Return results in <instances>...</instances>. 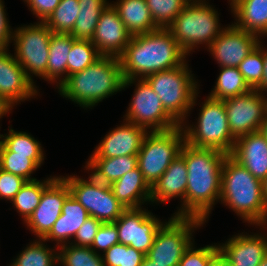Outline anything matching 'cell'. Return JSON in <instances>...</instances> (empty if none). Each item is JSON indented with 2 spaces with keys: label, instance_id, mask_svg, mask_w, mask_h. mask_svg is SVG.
<instances>
[{
  "label": "cell",
  "instance_id": "18",
  "mask_svg": "<svg viewBox=\"0 0 267 266\" xmlns=\"http://www.w3.org/2000/svg\"><path fill=\"white\" fill-rule=\"evenodd\" d=\"M266 229L267 225L259 226L261 232L232 235L224 243H218L219 251L230 266H258L267 254Z\"/></svg>",
  "mask_w": 267,
  "mask_h": 266
},
{
  "label": "cell",
  "instance_id": "19",
  "mask_svg": "<svg viewBox=\"0 0 267 266\" xmlns=\"http://www.w3.org/2000/svg\"><path fill=\"white\" fill-rule=\"evenodd\" d=\"M147 133L145 128L123 120L122 124L107 132L89 157L114 158L137 155Z\"/></svg>",
  "mask_w": 267,
  "mask_h": 266
},
{
  "label": "cell",
  "instance_id": "4",
  "mask_svg": "<svg viewBox=\"0 0 267 266\" xmlns=\"http://www.w3.org/2000/svg\"><path fill=\"white\" fill-rule=\"evenodd\" d=\"M219 203L235 212L248 225H267L262 181L230 155L223 162Z\"/></svg>",
  "mask_w": 267,
  "mask_h": 266
},
{
  "label": "cell",
  "instance_id": "46",
  "mask_svg": "<svg viewBox=\"0 0 267 266\" xmlns=\"http://www.w3.org/2000/svg\"><path fill=\"white\" fill-rule=\"evenodd\" d=\"M4 0H0V51L8 49L11 45L14 28H11L6 14Z\"/></svg>",
  "mask_w": 267,
  "mask_h": 266
},
{
  "label": "cell",
  "instance_id": "48",
  "mask_svg": "<svg viewBox=\"0 0 267 266\" xmlns=\"http://www.w3.org/2000/svg\"><path fill=\"white\" fill-rule=\"evenodd\" d=\"M208 266H230L227 259L219 251L208 263Z\"/></svg>",
  "mask_w": 267,
  "mask_h": 266
},
{
  "label": "cell",
  "instance_id": "7",
  "mask_svg": "<svg viewBox=\"0 0 267 266\" xmlns=\"http://www.w3.org/2000/svg\"><path fill=\"white\" fill-rule=\"evenodd\" d=\"M201 103L197 122L191 124L186 120L180 125L185 134V142L195 147L216 149L230 155L236 139L228 126L224 101L207 95Z\"/></svg>",
  "mask_w": 267,
  "mask_h": 266
},
{
  "label": "cell",
  "instance_id": "28",
  "mask_svg": "<svg viewBox=\"0 0 267 266\" xmlns=\"http://www.w3.org/2000/svg\"><path fill=\"white\" fill-rule=\"evenodd\" d=\"M75 38L70 33L52 32L47 63V82L57 89L67 78L68 54Z\"/></svg>",
  "mask_w": 267,
  "mask_h": 266
},
{
  "label": "cell",
  "instance_id": "29",
  "mask_svg": "<svg viewBox=\"0 0 267 266\" xmlns=\"http://www.w3.org/2000/svg\"><path fill=\"white\" fill-rule=\"evenodd\" d=\"M6 134H0V142L11 152L29 155V158L39 167L44 164L45 151L41 142L25 131L14 130L8 126Z\"/></svg>",
  "mask_w": 267,
  "mask_h": 266
},
{
  "label": "cell",
  "instance_id": "47",
  "mask_svg": "<svg viewBox=\"0 0 267 266\" xmlns=\"http://www.w3.org/2000/svg\"><path fill=\"white\" fill-rule=\"evenodd\" d=\"M263 56H264V75H263V83L257 88L262 93L267 94V48L263 46Z\"/></svg>",
  "mask_w": 267,
  "mask_h": 266
},
{
  "label": "cell",
  "instance_id": "5",
  "mask_svg": "<svg viewBox=\"0 0 267 266\" xmlns=\"http://www.w3.org/2000/svg\"><path fill=\"white\" fill-rule=\"evenodd\" d=\"M186 60L181 66L146 76L152 90L160 98L165 111L179 124L189 119L197 106L200 84ZM199 91V92H198Z\"/></svg>",
  "mask_w": 267,
  "mask_h": 266
},
{
  "label": "cell",
  "instance_id": "37",
  "mask_svg": "<svg viewBox=\"0 0 267 266\" xmlns=\"http://www.w3.org/2000/svg\"><path fill=\"white\" fill-rule=\"evenodd\" d=\"M39 167L29 158V155L15 154L0 142V169L20 176L26 181L37 180L32 177Z\"/></svg>",
  "mask_w": 267,
  "mask_h": 266
},
{
  "label": "cell",
  "instance_id": "2",
  "mask_svg": "<svg viewBox=\"0 0 267 266\" xmlns=\"http://www.w3.org/2000/svg\"><path fill=\"white\" fill-rule=\"evenodd\" d=\"M187 55L168 29L133 35L119 56L124 79L146 76L181 66Z\"/></svg>",
  "mask_w": 267,
  "mask_h": 266
},
{
  "label": "cell",
  "instance_id": "45",
  "mask_svg": "<svg viewBox=\"0 0 267 266\" xmlns=\"http://www.w3.org/2000/svg\"><path fill=\"white\" fill-rule=\"evenodd\" d=\"M38 21L44 22L59 5L60 0H23Z\"/></svg>",
  "mask_w": 267,
  "mask_h": 266
},
{
  "label": "cell",
  "instance_id": "8",
  "mask_svg": "<svg viewBox=\"0 0 267 266\" xmlns=\"http://www.w3.org/2000/svg\"><path fill=\"white\" fill-rule=\"evenodd\" d=\"M185 144L181 126L167 131L148 132L137 154L138 167L150 187L163 175L171 162L180 155Z\"/></svg>",
  "mask_w": 267,
  "mask_h": 266
},
{
  "label": "cell",
  "instance_id": "39",
  "mask_svg": "<svg viewBox=\"0 0 267 266\" xmlns=\"http://www.w3.org/2000/svg\"><path fill=\"white\" fill-rule=\"evenodd\" d=\"M238 70L251 89H257L263 83L264 56L262 39H260L258 46L238 65Z\"/></svg>",
  "mask_w": 267,
  "mask_h": 266
},
{
  "label": "cell",
  "instance_id": "34",
  "mask_svg": "<svg viewBox=\"0 0 267 266\" xmlns=\"http://www.w3.org/2000/svg\"><path fill=\"white\" fill-rule=\"evenodd\" d=\"M80 12L78 0H60L59 5L44 21L54 33H70Z\"/></svg>",
  "mask_w": 267,
  "mask_h": 266
},
{
  "label": "cell",
  "instance_id": "43",
  "mask_svg": "<svg viewBox=\"0 0 267 266\" xmlns=\"http://www.w3.org/2000/svg\"><path fill=\"white\" fill-rule=\"evenodd\" d=\"M103 222L89 216L75 234L72 245L91 248L92 242Z\"/></svg>",
  "mask_w": 267,
  "mask_h": 266
},
{
  "label": "cell",
  "instance_id": "32",
  "mask_svg": "<svg viewBox=\"0 0 267 266\" xmlns=\"http://www.w3.org/2000/svg\"><path fill=\"white\" fill-rule=\"evenodd\" d=\"M12 260L9 266H58V247H50L43 239H33Z\"/></svg>",
  "mask_w": 267,
  "mask_h": 266
},
{
  "label": "cell",
  "instance_id": "41",
  "mask_svg": "<svg viewBox=\"0 0 267 266\" xmlns=\"http://www.w3.org/2000/svg\"><path fill=\"white\" fill-rule=\"evenodd\" d=\"M195 240L185 250L178 266H208L209 261L219 252L217 243L195 247Z\"/></svg>",
  "mask_w": 267,
  "mask_h": 266
},
{
  "label": "cell",
  "instance_id": "53",
  "mask_svg": "<svg viewBox=\"0 0 267 266\" xmlns=\"http://www.w3.org/2000/svg\"><path fill=\"white\" fill-rule=\"evenodd\" d=\"M258 266H267V254L262 259V261L260 262V264Z\"/></svg>",
  "mask_w": 267,
  "mask_h": 266
},
{
  "label": "cell",
  "instance_id": "31",
  "mask_svg": "<svg viewBox=\"0 0 267 266\" xmlns=\"http://www.w3.org/2000/svg\"><path fill=\"white\" fill-rule=\"evenodd\" d=\"M58 177L53 175L44 180L26 181L19 192L10 202L14 206L13 209L19 213V216L25 223L33 214L34 210L39 205L43 191Z\"/></svg>",
  "mask_w": 267,
  "mask_h": 266
},
{
  "label": "cell",
  "instance_id": "26",
  "mask_svg": "<svg viewBox=\"0 0 267 266\" xmlns=\"http://www.w3.org/2000/svg\"><path fill=\"white\" fill-rule=\"evenodd\" d=\"M112 2L110 4L118 12L127 31L132 36L159 29L154 23L146 0H116Z\"/></svg>",
  "mask_w": 267,
  "mask_h": 266
},
{
  "label": "cell",
  "instance_id": "40",
  "mask_svg": "<svg viewBox=\"0 0 267 266\" xmlns=\"http://www.w3.org/2000/svg\"><path fill=\"white\" fill-rule=\"evenodd\" d=\"M145 254L133 247L116 244L102 254L104 266H140Z\"/></svg>",
  "mask_w": 267,
  "mask_h": 266
},
{
  "label": "cell",
  "instance_id": "25",
  "mask_svg": "<svg viewBox=\"0 0 267 266\" xmlns=\"http://www.w3.org/2000/svg\"><path fill=\"white\" fill-rule=\"evenodd\" d=\"M110 188L115 198L127 209L150 204L151 187L138 166L111 183Z\"/></svg>",
  "mask_w": 267,
  "mask_h": 266
},
{
  "label": "cell",
  "instance_id": "21",
  "mask_svg": "<svg viewBox=\"0 0 267 266\" xmlns=\"http://www.w3.org/2000/svg\"><path fill=\"white\" fill-rule=\"evenodd\" d=\"M187 166L184 157L178 155L151 187L150 205L164 204L173 198H179L181 204L177 207L174 217H185V194L187 187Z\"/></svg>",
  "mask_w": 267,
  "mask_h": 266
},
{
  "label": "cell",
  "instance_id": "13",
  "mask_svg": "<svg viewBox=\"0 0 267 266\" xmlns=\"http://www.w3.org/2000/svg\"><path fill=\"white\" fill-rule=\"evenodd\" d=\"M223 101L228 126L235 139L260 130L267 112V94L251 89L246 94Z\"/></svg>",
  "mask_w": 267,
  "mask_h": 266
},
{
  "label": "cell",
  "instance_id": "30",
  "mask_svg": "<svg viewBox=\"0 0 267 266\" xmlns=\"http://www.w3.org/2000/svg\"><path fill=\"white\" fill-rule=\"evenodd\" d=\"M80 12L70 34L76 40L92 39L101 13L109 6V0H78Z\"/></svg>",
  "mask_w": 267,
  "mask_h": 266
},
{
  "label": "cell",
  "instance_id": "51",
  "mask_svg": "<svg viewBox=\"0 0 267 266\" xmlns=\"http://www.w3.org/2000/svg\"><path fill=\"white\" fill-rule=\"evenodd\" d=\"M263 197L267 209V177L262 181Z\"/></svg>",
  "mask_w": 267,
  "mask_h": 266
},
{
  "label": "cell",
  "instance_id": "50",
  "mask_svg": "<svg viewBox=\"0 0 267 266\" xmlns=\"http://www.w3.org/2000/svg\"><path fill=\"white\" fill-rule=\"evenodd\" d=\"M259 132L266 138L267 140V112L265 114L264 120L262 121Z\"/></svg>",
  "mask_w": 267,
  "mask_h": 266
},
{
  "label": "cell",
  "instance_id": "42",
  "mask_svg": "<svg viewBox=\"0 0 267 266\" xmlns=\"http://www.w3.org/2000/svg\"><path fill=\"white\" fill-rule=\"evenodd\" d=\"M116 244H119L116 225L113 222L102 223L92 242L91 249L98 254H103Z\"/></svg>",
  "mask_w": 267,
  "mask_h": 266
},
{
  "label": "cell",
  "instance_id": "10",
  "mask_svg": "<svg viewBox=\"0 0 267 266\" xmlns=\"http://www.w3.org/2000/svg\"><path fill=\"white\" fill-rule=\"evenodd\" d=\"M203 225L205 222L198 218L171 216L158 229L146 256L155 264L178 266L183 253L194 241L193 234Z\"/></svg>",
  "mask_w": 267,
  "mask_h": 266
},
{
  "label": "cell",
  "instance_id": "12",
  "mask_svg": "<svg viewBox=\"0 0 267 266\" xmlns=\"http://www.w3.org/2000/svg\"><path fill=\"white\" fill-rule=\"evenodd\" d=\"M71 174L61 177L69 185L71 195L87 210L88 215L103 223L115 222L125 208L114 196L110 185L99 182L91 174Z\"/></svg>",
  "mask_w": 267,
  "mask_h": 266
},
{
  "label": "cell",
  "instance_id": "36",
  "mask_svg": "<svg viewBox=\"0 0 267 266\" xmlns=\"http://www.w3.org/2000/svg\"><path fill=\"white\" fill-rule=\"evenodd\" d=\"M68 55L67 77L83 71L102 56L90 40L76 39L72 42V48Z\"/></svg>",
  "mask_w": 267,
  "mask_h": 266
},
{
  "label": "cell",
  "instance_id": "1",
  "mask_svg": "<svg viewBox=\"0 0 267 266\" xmlns=\"http://www.w3.org/2000/svg\"><path fill=\"white\" fill-rule=\"evenodd\" d=\"M180 154L187 166L185 217L208 222L212 208L220 201L221 173L227 154L185 142Z\"/></svg>",
  "mask_w": 267,
  "mask_h": 266
},
{
  "label": "cell",
  "instance_id": "16",
  "mask_svg": "<svg viewBox=\"0 0 267 266\" xmlns=\"http://www.w3.org/2000/svg\"><path fill=\"white\" fill-rule=\"evenodd\" d=\"M70 194L69 185L60 175L43 191L39 205L24 223L35 239H43L49 233Z\"/></svg>",
  "mask_w": 267,
  "mask_h": 266
},
{
  "label": "cell",
  "instance_id": "6",
  "mask_svg": "<svg viewBox=\"0 0 267 266\" xmlns=\"http://www.w3.org/2000/svg\"><path fill=\"white\" fill-rule=\"evenodd\" d=\"M226 27L221 26L218 10L209 0H192L167 29L188 56L200 45L208 48Z\"/></svg>",
  "mask_w": 267,
  "mask_h": 266
},
{
  "label": "cell",
  "instance_id": "38",
  "mask_svg": "<svg viewBox=\"0 0 267 266\" xmlns=\"http://www.w3.org/2000/svg\"><path fill=\"white\" fill-rule=\"evenodd\" d=\"M192 0H146L158 28L167 29Z\"/></svg>",
  "mask_w": 267,
  "mask_h": 266
},
{
  "label": "cell",
  "instance_id": "22",
  "mask_svg": "<svg viewBox=\"0 0 267 266\" xmlns=\"http://www.w3.org/2000/svg\"><path fill=\"white\" fill-rule=\"evenodd\" d=\"M230 156L256 179L267 177V140L259 131L237 138Z\"/></svg>",
  "mask_w": 267,
  "mask_h": 266
},
{
  "label": "cell",
  "instance_id": "54",
  "mask_svg": "<svg viewBox=\"0 0 267 266\" xmlns=\"http://www.w3.org/2000/svg\"><path fill=\"white\" fill-rule=\"evenodd\" d=\"M233 1H234V0H229V1H228V2H229L228 4L230 5Z\"/></svg>",
  "mask_w": 267,
  "mask_h": 266
},
{
  "label": "cell",
  "instance_id": "20",
  "mask_svg": "<svg viewBox=\"0 0 267 266\" xmlns=\"http://www.w3.org/2000/svg\"><path fill=\"white\" fill-rule=\"evenodd\" d=\"M131 37L118 12L109 4L99 17L91 42L101 55L119 57Z\"/></svg>",
  "mask_w": 267,
  "mask_h": 266
},
{
  "label": "cell",
  "instance_id": "15",
  "mask_svg": "<svg viewBox=\"0 0 267 266\" xmlns=\"http://www.w3.org/2000/svg\"><path fill=\"white\" fill-rule=\"evenodd\" d=\"M9 51H0V98L12 110L21 102L40 96V92Z\"/></svg>",
  "mask_w": 267,
  "mask_h": 266
},
{
  "label": "cell",
  "instance_id": "44",
  "mask_svg": "<svg viewBox=\"0 0 267 266\" xmlns=\"http://www.w3.org/2000/svg\"><path fill=\"white\" fill-rule=\"evenodd\" d=\"M25 182L22 177L0 169V200L11 202Z\"/></svg>",
  "mask_w": 267,
  "mask_h": 266
},
{
  "label": "cell",
  "instance_id": "35",
  "mask_svg": "<svg viewBox=\"0 0 267 266\" xmlns=\"http://www.w3.org/2000/svg\"><path fill=\"white\" fill-rule=\"evenodd\" d=\"M58 265L60 266H104L102 254L89 247L64 244L58 247Z\"/></svg>",
  "mask_w": 267,
  "mask_h": 266
},
{
  "label": "cell",
  "instance_id": "9",
  "mask_svg": "<svg viewBox=\"0 0 267 266\" xmlns=\"http://www.w3.org/2000/svg\"><path fill=\"white\" fill-rule=\"evenodd\" d=\"M51 35L52 31L40 21L14 28L11 40L14 45V57L34 84V77L47 81Z\"/></svg>",
  "mask_w": 267,
  "mask_h": 266
},
{
  "label": "cell",
  "instance_id": "52",
  "mask_svg": "<svg viewBox=\"0 0 267 266\" xmlns=\"http://www.w3.org/2000/svg\"><path fill=\"white\" fill-rule=\"evenodd\" d=\"M140 266H166V265L155 264L147 256H145Z\"/></svg>",
  "mask_w": 267,
  "mask_h": 266
},
{
  "label": "cell",
  "instance_id": "11",
  "mask_svg": "<svg viewBox=\"0 0 267 266\" xmlns=\"http://www.w3.org/2000/svg\"><path fill=\"white\" fill-rule=\"evenodd\" d=\"M134 84L131 101L123 116L148 132L167 131L180 126L166 111L158 95L145 79H124L122 90Z\"/></svg>",
  "mask_w": 267,
  "mask_h": 266
},
{
  "label": "cell",
  "instance_id": "24",
  "mask_svg": "<svg viewBox=\"0 0 267 266\" xmlns=\"http://www.w3.org/2000/svg\"><path fill=\"white\" fill-rule=\"evenodd\" d=\"M229 8L236 27L267 38V0H234Z\"/></svg>",
  "mask_w": 267,
  "mask_h": 266
},
{
  "label": "cell",
  "instance_id": "33",
  "mask_svg": "<svg viewBox=\"0 0 267 266\" xmlns=\"http://www.w3.org/2000/svg\"><path fill=\"white\" fill-rule=\"evenodd\" d=\"M220 73L216 79L214 88L208 94L209 97L225 100L231 97L248 93L251 88L245 82L238 67H219Z\"/></svg>",
  "mask_w": 267,
  "mask_h": 266
},
{
  "label": "cell",
  "instance_id": "23",
  "mask_svg": "<svg viewBox=\"0 0 267 266\" xmlns=\"http://www.w3.org/2000/svg\"><path fill=\"white\" fill-rule=\"evenodd\" d=\"M88 217L87 210L70 194L63 204L61 215L43 240L55 242L57 247L70 244Z\"/></svg>",
  "mask_w": 267,
  "mask_h": 266
},
{
  "label": "cell",
  "instance_id": "17",
  "mask_svg": "<svg viewBox=\"0 0 267 266\" xmlns=\"http://www.w3.org/2000/svg\"><path fill=\"white\" fill-rule=\"evenodd\" d=\"M260 38L239 29L232 22L207 48L218 67H238L244 58L258 46Z\"/></svg>",
  "mask_w": 267,
  "mask_h": 266
},
{
  "label": "cell",
  "instance_id": "49",
  "mask_svg": "<svg viewBox=\"0 0 267 266\" xmlns=\"http://www.w3.org/2000/svg\"><path fill=\"white\" fill-rule=\"evenodd\" d=\"M11 112H12V110L0 98V121H1V118L6 116L7 114H10ZM0 126H2V125H0Z\"/></svg>",
  "mask_w": 267,
  "mask_h": 266
},
{
  "label": "cell",
  "instance_id": "27",
  "mask_svg": "<svg viewBox=\"0 0 267 266\" xmlns=\"http://www.w3.org/2000/svg\"><path fill=\"white\" fill-rule=\"evenodd\" d=\"M138 166L137 155H126L114 158L89 157L85 171L99 182L110 185Z\"/></svg>",
  "mask_w": 267,
  "mask_h": 266
},
{
  "label": "cell",
  "instance_id": "14",
  "mask_svg": "<svg viewBox=\"0 0 267 266\" xmlns=\"http://www.w3.org/2000/svg\"><path fill=\"white\" fill-rule=\"evenodd\" d=\"M161 221L146 207L128 208L113 222L118 230L119 243L133 247L147 255L158 229L166 222Z\"/></svg>",
  "mask_w": 267,
  "mask_h": 266
},
{
  "label": "cell",
  "instance_id": "3",
  "mask_svg": "<svg viewBox=\"0 0 267 266\" xmlns=\"http://www.w3.org/2000/svg\"><path fill=\"white\" fill-rule=\"evenodd\" d=\"M123 82L119 57L102 55L83 71L68 76L57 91L63 98L90 110L123 91Z\"/></svg>",
  "mask_w": 267,
  "mask_h": 266
}]
</instances>
